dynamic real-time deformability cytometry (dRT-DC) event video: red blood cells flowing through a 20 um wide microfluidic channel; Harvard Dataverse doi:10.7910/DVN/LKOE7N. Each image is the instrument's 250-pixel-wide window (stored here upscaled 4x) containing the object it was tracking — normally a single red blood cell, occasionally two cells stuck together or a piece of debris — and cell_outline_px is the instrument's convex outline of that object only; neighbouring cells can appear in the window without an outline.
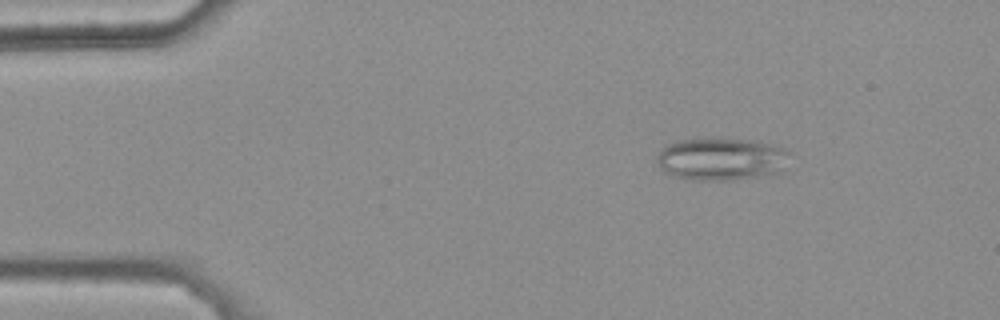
{"species": "common noctule bat (a hibernating species)", "species_latin": "Nyctalus noctula", "temperature_condition": "warm", "stored_images_in_passage": 46, "camera_frame_rate_fps": 3000, "um_per_image_px": 0.085, "animal": {"sex": "female", "body_mass_g": 25.1}, "frame": {"image": 1, "passage_image": 7, "time_ms": 2.0, "image_size_px": [1000, 320], "cell_outline_px": [[788, 152], [784, 168], [780, 172], [732, 180], [692, 180], [676, 176], [664, 172], [660, 168], [656, 160], [656, 156], [664, 144], [676, 140], [756, 140], [784, 148]], "centroid_in_image_um": [61.25, 13.53], "position_along_channel_um": 23.7, "area_um2": 32.54}}
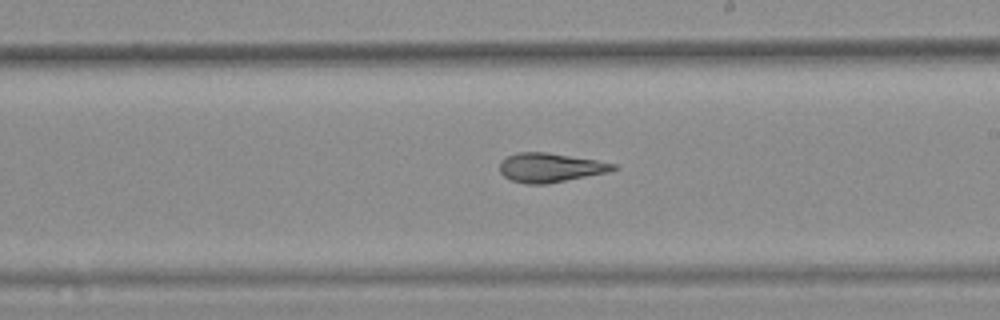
{"frame": {"image": 2, "passage_image": 30, "time_ms": 9.667, "image_size_px": [1000, 320], "cell_outline_px": [[616, 168], [608, 172], [544, 184], [528, 184], [512, 180], [504, 176], [500, 172], [500, 160], [516, 152], [548, 152], [596, 160], [616, 164]], "centroid_in_image_um": [46.73, 14.23], "position_along_channel_um": 242.3, "area_um2": 19.07}}
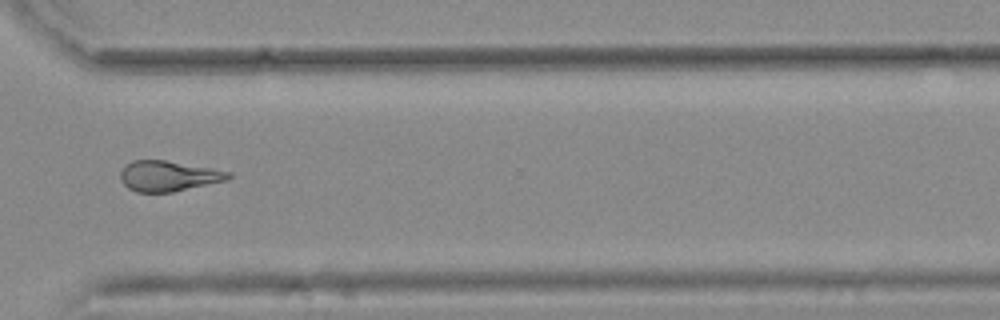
{"frame": {"image": 3, "passage_image": 39, "time_ms": 12.667, "image_size_px": [1000, 320], "cell_outline_px": [[232, 176], [228, 180], [172, 192], [136, 192], [128, 188], [120, 180], [120, 172], [132, 160], [164, 160], [232, 172]], "centroid_in_image_um": [14.31, 14.97], "position_along_channel_um": 356.3, "area_um2": 19.02}, "authors_computed_cell_mechanics": {"area_um2": 19.7387, "velocity_mm_per_s": 3.7855, "shape_relaxation_time_tau1_ms": null, "shape_relaxation_time_tau2_ms": 2.8729, "deformation_change_tau1": null, "deformation_change_tau2": 0.1252}}